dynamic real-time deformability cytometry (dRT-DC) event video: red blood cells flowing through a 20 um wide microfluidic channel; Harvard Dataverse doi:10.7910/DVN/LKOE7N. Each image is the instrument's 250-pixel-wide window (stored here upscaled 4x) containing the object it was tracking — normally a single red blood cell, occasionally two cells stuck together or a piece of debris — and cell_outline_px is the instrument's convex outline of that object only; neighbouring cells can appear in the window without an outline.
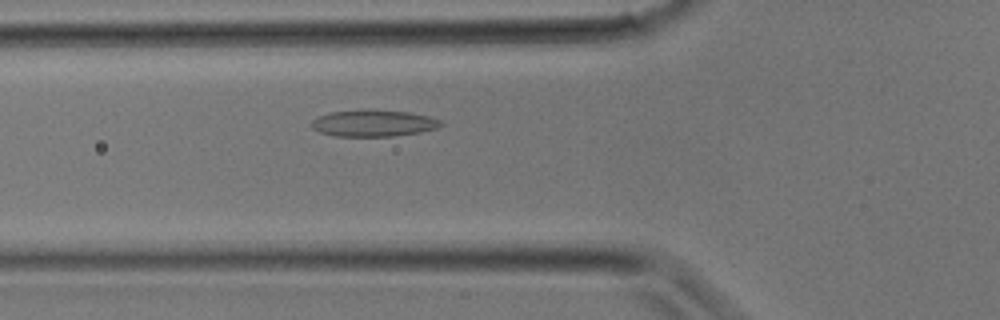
{"species": "common noctule bat (a hibernating species)", "species_latin": "Nyctalus noctula", "temperature_condition": "room temperature", "stored_images_in_passage": 8, "camera_frame_rate_fps": 3000, "um_per_image_px": 0.085, "animal": {"sex": "male", "body_mass_g": 17.9}, "frame": {"image": 1, "passage_image": 4, "time_ms": 1.0, "image_size_px": [1000, 320], "cell_outline_px": [[444, 124], [436, 128], [420, 132], [392, 136], [336, 136], [320, 132], [312, 128], [312, 120], [320, 116], [332, 112], [368, 108], [372, 108], [408, 112], [428, 116], [440, 120]], "centroid_in_image_um": [31.75, 10.45], "position_along_channel_um": 94.0, "area_um2": 20.17}}
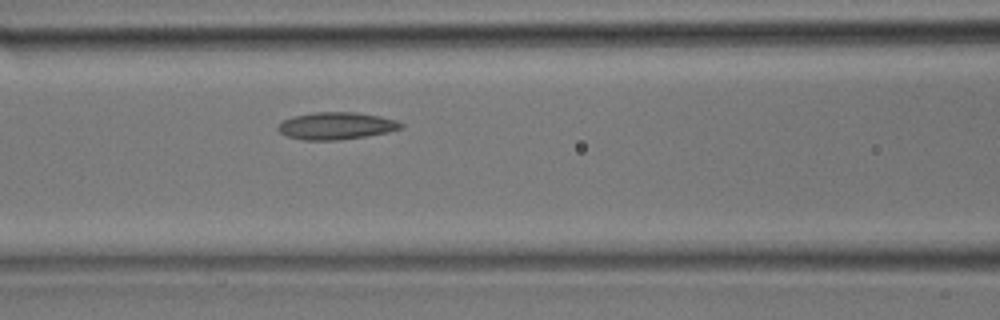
{"frame": {"image": 2, "passage_image": 6, "time_ms": 1.667, "image_size_px": [1000, 320], "cell_outline_px": [[404, 128], [388, 132], [340, 140], [304, 140], [288, 136], [280, 132], [276, 128], [284, 120], [292, 116], [316, 112], [356, 112], [380, 116], [396, 120], [404, 124]], "centroid_in_image_um": [28.61, 10.69], "position_along_channel_um": 138.0, "area_um2": 19.48}}
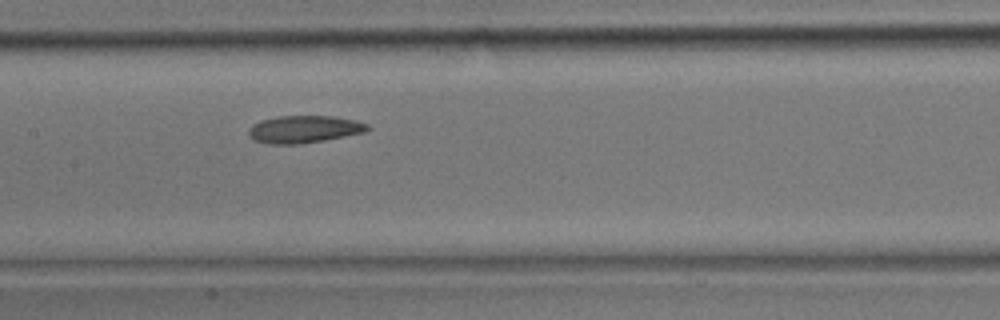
{"frame": {"image": 3, "passage_image": 8, "time_ms": 2.333, "image_size_px": [1000, 320], "cell_outline_px": [[372, 128], [364, 132], [324, 140], [300, 144], [268, 144], [252, 140], [248, 132], [248, 128], [252, 124], [260, 120], [280, 116], [332, 116], [356, 120], [368, 124]], "centroid_in_image_um": [25.82, 10.98], "position_along_channel_um": 181.6, "area_um2": 19.07}}